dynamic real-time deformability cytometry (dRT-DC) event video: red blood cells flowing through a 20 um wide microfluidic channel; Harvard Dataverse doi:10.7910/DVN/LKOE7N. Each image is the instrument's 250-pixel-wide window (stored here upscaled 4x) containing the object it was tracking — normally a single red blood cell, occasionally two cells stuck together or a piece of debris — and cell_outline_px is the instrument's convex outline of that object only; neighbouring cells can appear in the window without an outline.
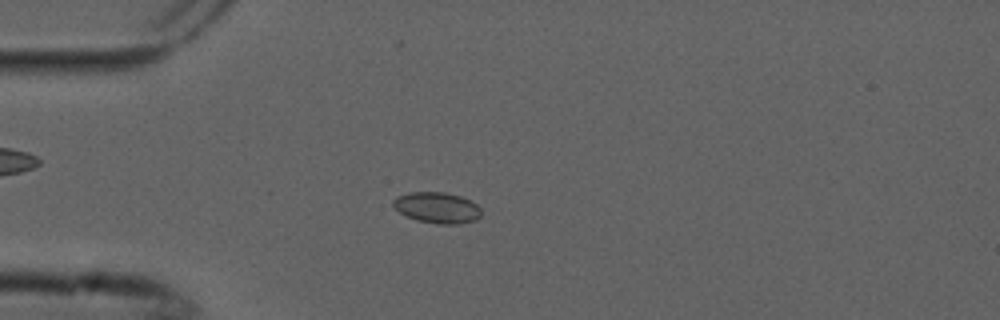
{"species": "common noctule bat (a hibernating species)", "species_latin": "Nyctalus noctula", "temperature_condition": "cold", "stored_images_in_passage": 5, "camera_frame_rate_fps": 3000, "um_per_image_px": 0.085, "animal": {"sex": "male", "forearm_length_mm": 52.5}, "frame": {"image": 1, "passage_image": 5, "time_ms": 1.333, "image_size_px": [1000, 320], "cell_outline_px": [[480, 216], [476, 220], [460, 224], [436, 224], [416, 220], [404, 216], [392, 204], [392, 200], [396, 196], [408, 192], [444, 192], [460, 196], [476, 204], [480, 208]], "centroid_in_image_um": [37.12, 17.66], "position_along_channel_um": 47.9, "area_um2": 16.01}}